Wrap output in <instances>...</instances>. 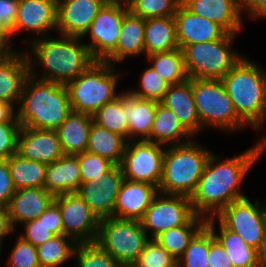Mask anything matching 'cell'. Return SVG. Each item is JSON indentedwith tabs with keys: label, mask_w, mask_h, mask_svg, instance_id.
I'll list each match as a JSON object with an SVG mask.
<instances>
[{
	"label": "cell",
	"mask_w": 266,
	"mask_h": 267,
	"mask_svg": "<svg viewBox=\"0 0 266 267\" xmlns=\"http://www.w3.org/2000/svg\"><path fill=\"white\" fill-rule=\"evenodd\" d=\"M261 138L263 140L258 141L256 146L222 162H217L218 157L211 153L196 190L190 197L196 215L215 217L231 202L246 197L239 187L250 168L266 150V137Z\"/></svg>",
	"instance_id": "cell-1"
},
{
	"label": "cell",
	"mask_w": 266,
	"mask_h": 267,
	"mask_svg": "<svg viewBox=\"0 0 266 267\" xmlns=\"http://www.w3.org/2000/svg\"><path fill=\"white\" fill-rule=\"evenodd\" d=\"M28 63L30 75L23 87L17 119L23 127L57 130L72 111L67 88L56 82L37 79L36 63Z\"/></svg>",
	"instance_id": "cell-2"
},
{
	"label": "cell",
	"mask_w": 266,
	"mask_h": 267,
	"mask_svg": "<svg viewBox=\"0 0 266 267\" xmlns=\"http://www.w3.org/2000/svg\"><path fill=\"white\" fill-rule=\"evenodd\" d=\"M60 38V39H59ZM58 39L36 37L32 44L31 55L26 53L28 62L36 61L44 67V72L38 79L66 85L76 79L96 60L92 57L83 38L62 36Z\"/></svg>",
	"instance_id": "cell-3"
},
{
	"label": "cell",
	"mask_w": 266,
	"mask_h": 267,
	"mask_svg": "<svg viewBox=\"0 0 266 267\" xmlns=\"http://www.w3.org/2000/svg\"><path fill=\"white\" fill-rule=\"evenodd\" d=\"M244 56L221 79L238 117L257 132L266 122V72Z\"/></svg>",
	"instance_id": "cell-4"
},
{
	"label": "cell",
	"mask_w": 266,
	"mask_h": 267,
	"mask_svg": "<svg viewBox=\"0 0 266 267\" xmlns=\"http://www.w3.org/2000/svg\"><path fill=\"white\" fill-rule=\"evenodd\" d=\"M195 140L165 149L158 192L191 197L211 152Z\"/></svg>",
	"instance_id": "cell-5"
},
{
	"label": "cell",
	"mask_w": 266,
	"mask_h": 267,
	"mask_svg": "<svg viewBox=\"0 0 266 267\" xmlns=\"http://www.w3.org/2000/svg\"><path fill=\"white\" fill-rule=\"evenodd\" d=\"M114 64L96 60L76 79L65 86L72 111L93 115L104 104L113 101L119 75Z\"/></svg>",
	"instance_id": "cell-6"
},
{
	"label": "cell",
	"mask_w": 266,
	"mask_h": 267,
	"mask_svg": "<svg viewBox=\"0 0 266 267\" xmlns=\"http://www.w3.org/2000/svg\"><path fill=\"white\" fill-rule=\"evenodd\" d=\"M234 34L221 39L193 43L183 50L185 67L190 79H222L243 57L232 50Z\"/></svg>",
	"instance_id": "cell-7"
},
{
	"label": "cell",
	"mask_w": 266,
	"mask_h": 267,
	"mask_svg": "<svg viewBox=\"0 0 266 267\" xmlns=\"http://www.w3.org/2000/svg\"><path fill=\"white\" fill-rule=\"evenodd\" d=\"M192 93L201 128L217 127L231 132L246 126L238 117L221 79H192Z\"/></svg>",
	"instance_id": "cell-8"
},
{
	"label": "cell",
	"mask_w": 266,
	"mask_h": 267,
	"mask_svg": "<svg viewBox=\"0 0 266 267\" xmlns=\"http://www.w3.org/2000/svg\"><path fill=\"white\" fill-rule=\"evenodd\" d=\"M149 240L140 220L101 219L97 242L123 267L132 266Z\"/></svg>",
	"instance_id": "cell-9"
},
{
	"label": "cell",
	"mask_w": 266,
	"mask_h": 267,
	"mask_svg": "<svg viewBox=\"0 0 266 267\" xmlns=\"http://www.w3.org/2000/svg\"><path fill=\"white\" fill-rule=\"evenodd\" d=\"M162 146L148 140H128L119 164L124 179L159 188L165 153Z\"/></svg>",
	"instance_id": "cell-10"
},
{
	"label": "cell",
	"mask_w": 266,
	"mask_h": 267,
	"mask_svg": "<svg viewBox=\"0 0 266 267\" xmlns=\"http://www.w3.org/2000/svg\"><path fill=\"white\" fill-rule=\"evenodd\" d=\"M129 11L126 1L108 0L98 11L85 35L90 34L86 43L92 57L103 61L117 46L124 15Z\"/></svg>",
	"instance_id": "cell-11"
},
{
	"label": "cell",
	"mask_w": 266,
	"mask_h": 267,
	"mask_svg": "<svg viewBox=\"0 0 266 267\" xmlns=\"http://www.w3.org/2000/svg\"><path fill=\"white\" fill-rule=\"evenodd\" d=\"M219 221L257 249L266 230V205L247 197L231 202L218 215Z\"/></svg>",
	"instance_id": "cell-12"
},
{
	"label": "cell",
	"mask_w": 266,
	"mask_h": 267,
	"mask_svg": "<svg viewBox=\"0 0 266 267\" xmlns=\"http://www.w3.org/2000/svg\"><path fill=\"white\" fill-rule=\"evenodd\" d=\"M195 215L189 197L158 193L140 221L147 236L150 230L149 239H154L161 232L186 225Z\"/></svg>",
	"instance_id": "cell-13"
},
{
	"label": "cell",
	"mask_w": 266,
	"mask_h": 267,
	"mask_svg": "<svg viewBox=\"0 0 266 267\" xmlns=\"http://www.w3.org/2000/svg\"><path fill=\"white\" fill-rule=\"evenodd\" d=\"M54 202L61 212L65 236L76 243L96 241L100 220L77 192L56 195Z\"/></svg>",
	"instance_id": "cell-14"
},
{
	"label": "cell",
	"mask_w": 266,
	"mask_h": 267,
	"mask_svg": "<svg viewBox=\"0 0 266 267\" xmlns=\"http://www.w3.org/2000/svg\"><path fill=\"white\" fill-rule=\"evenodd\" d=\"M123 180L120 166L113 165L103 173L101 181L95 183L91 180L81 183L77 193L99 220L110 218L113 217V209Z\"/></svg>",
	"instance_id": "cell-15"
},
{
	"label": "cell",
	"mask_w": 266,
	"mask_h": 267,
	"mask_svg": "<svg viewBox=\"0 0 266 267\" xmlns=\"http://www.w3.org/2000/svg\"><path fill=\"white\" fill-rule=\"evenodd\" d=\"M108 0H58L57 29L62 36L81 37Z\"/></svg>",
	"instance_id": "cell-16"
},
{
	"label": "cell",
	"mask_w": 266,
	"mask_h": 267,
	"mask_svg": "<svg viewBox=\"0 0 266 267\" xmlns=\"http://www.w3.org/2000/svg\"><path fill=\"white\" fill-rule=\"evenodd\" d=\"M17 154L25 159L50 164L64 154L56 130L32 129L21 126Z\"/></svg>",
	"instance_id": "cell-17"
},
{
	"label": "cell",
	"mask_w": 266,
	"mask_h": 267,
	"mask_svg": "<svg viewBox=\"0 0 266 267\" xmlns=\"http://www.w3.org/2000/svg\"><path fill=\"white\" fill-rule=\"evenodd\" d=\"M57 4L58 0H19L11 37L24 30L42 34L40 37L48 30H57Z\"/></svg>",
	"instance_id": "cell-18"
},
{
	"label": "cell",
	"mask_w": 266,
	"mask_h": 267,
	"mask_svg": "<svg viewBox=\"0 0 266 267\" xmlns=\"http://www.w3.org/2000/svg\"><path fill=\"white\" fill-rule=\"evenodd\" d=\"M180 49L185 46L221 39L227 32L217 23L190 12L182 3L174 15Z\"/></svg>",
	"instance_id": "cell-19"
},
{
	"label": "cell",
	"mask_w": 266,
	"mask_h": 267,
	"mask_svg": "<svg viewBox=\"0 0 266 267\" xmlns=\"http://www.w3.org/2000/svg\"><path fill=\"white\" fill-rule=\"evenodd\" d=\"M158 193V188L152 184L124 179L117 195L113 217L141 220Z\"/></svg>",
	"instance_id": "cell-20"
},
{
	"label": "cell",
	"mask_w": 266,
	"mask_h": 267,
	"mask_svg": "<svg viewBox=\"0 0 266 267\" xmlns=\"http://www.w3.org/2000/svg\"><path fill=\"white\" fill-rule=\"evenodd\" d=\"M192 13L217 23L227 33L236 35L242 28L240 0H182Z\"/></svg>",
	"instance_id": "cell-21"
},
{
	"label": "cell",
	"mask_w": 266,
	"mask_h": 267,
	"mask_svg": "<svg viewBox=\"0 0 266 267\" xmlns=\"http://www.w3.org/2000/svg\"><path fill=\"white\" fill-rule=\"evenodd\" d=\"M160 103L175 113L180 124L191 136L202 130L192 93V79L169 85Z\"/></svg>",
	"instance_id": "cell-22"
},
{
	"label": "cell",
	"mask_w": 266,
	"mask_h": 267,
	"mask_svg": "<svg viewBox=\"0 0 266 267\" xmlns=\"http://www.w3.org/2000/svg\"><path fill=\"white\" fill-rule=\"evenodd\" d=\"M30 67L26 53L14 51L0 60V101L9 104L20 103L21 94Z\"/></svg>",
	"instance_id": "cell-23"
},
{
	"label": "cell",
	"mask_w": 266,
	"mask_h": 267,
	"mask_svg": "<svg viewBox=\"0 0 266 267\" xmlns=\"http://www.w3.org/2000/svg\"><path fill=\"white\" fill-rule=\"evenodd\" d=\"M54 195L45 188H22L15 191L7 206L10 222L17 223L37 219L54 201Z\"/></svg>",
	"instance_id": "cell-24"
},
{
	"label": "cell",
	"mask_w": 266,
	"mask_h": 267,
	"mask_svg": "<svg viewBox=\"0 0 266 267\" xmlns=\"http://www.w3.org/2000/svg\"><path fill=\"white\" fill-rule=\"evenodd\" d=\"M124 92L121 93V102L128 122V139L147 140L155 119L157 102L138 98L129 91Z\"/></svg>",
	"instance_id": "cell-25"
},
{
	"label": "cell",
	"mask_w": 266,
	"mask_h": 267,
	"mask_svg": "<svg viewBox=\"0 0 266 267\" xmlns=\"http://www.w3.org/2000/svg\"><path fill=\"white\" fill-rule=\"evenodd\" d=\"M81 183L79 162L75 155H63L47 164L44 188L54 196L77 192Z\"/></svg>",
	"instance_id": "cell-26"
},
{
	"label": "cell",
	"mask_w": 266,
	"mask_h": 267,
	"mask_svg": "<svg viewBox=\"0 0 266 267\" xmlns=\"http://www.w3.org/2000/svg\"><path fill=\"white\" fill-rule=\"evenodd\" d=\"M145 19L134 15L130 10L124 15L122 28L116 48L103 60L113 63L122 62L126 57L144 53Z\"/></svg>",
	"instance_id": "cell-27"
},
{
	"label": "cell",
	"mask_w": 266,
	"mask_h": 267,
	"mask_svg": "<svg viewBox=\"0 0 266 267\" xmlns=\"http://www.w3.org/2000/svg\"><path fill=\"white\" fill-rule=\"evenodd\" d=\"M93 116L71 111L56 130L65 155H76L87 150Z\"/></svg>",
	"instance_id": "cell-28"
},
{
	"label": "cell",
	"mask_w": 266,
	"mask_h": 267,
	"mask_svg": "<svg viewBox=\"0 0 266 267\" xmlns=\"http://www.w3.org/2000/svg\"><path fill=\"white\" fill-rule=\"evenodd\" d=\"M179 48L174 16L145 19L144 55L168 52Z\"/></svg>",
	"instance_id": "cell-29"
},
{
	"label": "cell",
	"mask_w": 266,
	"mask_h": 267,
	"mask_svg": "<svg viewBox=\"0 0 266 267\" xmlns=\"http://www.w3.org/2000/svg\"><path fill=\"white\" fill-rule=\"evenodd\" d=\"M214 217L206 219V226L212 231L214 238L222 245L234 267H258L257 250L236 233L227 229L219 221V234L216 233Z\"/></svg>",
	"instance_id": "cell-30"
},
{
	"label": "cell",
	"mask_w": 266,
	"mask_h": 267,
	"mask_svg": "<svg viewBox=\"0 0 266 267\" xmlns=\"http://www.w3.org/2000/svg\"><path fill=\"white\" fill-rule=\"evenodd\" d=\"M182 137L192 138V136L180 124L175 113L171 109H168L161 103L157 102L155 119L150 137L147 140L165 146L167 143L169 144L168 146H173L191 141V138H187L184 141L182 140Z\"/></svg>",
	"instance_id": "cell-31"
},
{
	"label": "cell",
	"mask_w": 266,
	"mask_h": 267,
	"mask_svg": "<svg viewBox=\"0 0 266 267\" xmlns=\"http://www.w3.org/2000/svg\"><path fill=\"white\" fill-rule=\"evenodd\" d=\"M126 144L127 140L123 136L92 122L86 151L99 155L111 161L114 165H119Z\"/></svg>",
	"instance_id": "cell-32"
},
{
	"label": "cell",
	"mask_w": 266,
	"mask_h": 267,
	"mask_svg": "<svg viewBox=\"0 0 266 267\" xmlns=\"http://www.w3.org/2000/svg\"><path fill=\"white\" fill-rule=\"evenodd\" d=\"M7 162L16 190L44 188L47 164L25 159L17 153L11 155Z\"/></svg>",
	"instance_id": "cell-33"
},
{
	"label": "cell",
	"mask_w": 266,
	"mask_h": 267,
	"mask_svg": "<svg viewBox=\"0 0 266 267\" xmlns=\"http://www.w3.org/2000/svg\"><path fill=\"white\" fill-rule=\"evenodd\" d=\"M206 217L195 215L186 225L161 232L154 239L175 259H179L189 242L206 225Z\"/></svg>",
	"instance_id": "cell-34"
},
{
	"label": "cell",
	"mask_w": 266,
	"mask_h": 267,
	"mask_svg": "<svg viewBox=\"0 0 266 267\" xmlns=\"http://www.w3.org/2000/svg\"><path fill=\"white\" fill-rule=\"evenodd\" d=\"M152 62V68L169 84H177L187 80L183 50L177 48L172 51L155 53L147 56Z\"/></svg>",
	"instance_id": "cell-35"
},
{
	"label": "cell",
	"mask_w": 266,
	"mask_h": 267,
	"mask_svg": "<svg viewBox=\"0 0 266 267\" xmlns=\"http://www.w3.org/2000/svg\"><path fill=\"white\" fill-rule=\"evenodd\" d=\"M76 245L69 236L55 235L36 247L40 267H59L74 256Z\"/></svg>",
	"instance_id": "cell-36"
},
{
	"label": "cell",
	"mask_w": 266,
	"mask_h": 267,
	"mask_svg": "<svg viewBox=\"0 0 266 267\" xmlns=\"http://www.w3.org/2000/svg\"><path fill=\"white\" fill-rule=\"evenodd\" d=\"M92 116L94 123L123 136L128 141V122L123 111L121 93L113 101L104 104Z\"/></svg>",
	"instance_id": "cell-37"
},
{
	"label": "cell",
	"mask_w": 266,
	"mask_h": 267,
	"mask_svg": "<svg viewBox=\"0 0 266 267\" xmlns=\"http://www.w3.org/2000/svg\"><path fill=\"white\" fill-rule=\"evenodd\" d=\"M73 255L78 260L75 267H123L97 242L77 243Z\"/></svg>",
	"instance_id": "cell-38"
},
{
	"label": "cell",
	"mask_w": 266,
	"mask_h": 267,
	"mask_svg": "<svg viewBox=\"0 0 266 267\" xmlns=\"http://www.w3.org/2000/svg\"><path fill=\"white\" fill-rule=\"evenodd\" d=\"M209 228L205 225L189 242L183 255L177 260L178 267H209Z\"/></svg>",
	"instance_id": "cell-39"
},
{
	"label": "cell",
	"mask_w": 266,
	"mask_h": 267,
	"mask_svg": "<svg viewBox=\"0 0 266 267\" xmlns=\"http://www.w3.org/2000/svg\"><path fill=\"white\" fill-rule=\"evenodd\" d=\"M129 10L143 19L174 16L182 0H126Z\"/></svg>",
	"instance_id": "cell-40"
},
{
	"label": "cell",
	"mask_w": 266,
	"mask_h": 267,
	"mask_svg": "<svg viewBox=\"0 0 266 267\" xmlns=\"http://www.w3.org/2000/svg\"><path fill=\"white\" fill-rule=\"evenodd\" d=\"M131 267H178V261L155 239H149Z\"/></svg>",
	"instance_id": "cell-41"
},
{
	"label": "cell",
	"mask_w": 266,
	"mask_h": 267,
	"mask_svg": "<svg viewBox=\"0 0 266 267\" xmlns=\"http://www.w3.org/2000/svg\"><path fill=\"white\" fill-rule=\"evenodd\" d=\"M169 84L152 67L144 70L140 78V89L128 90L138 98L160 103L168 90Z\"/></svg>",
	"instance_id": "cell-42"
},
{
	"label": "cell",
	"mask_w": 266,
	"mask_h": 267,
	"mask_svg": "<svg viewBox=\"0 0 266 267\" xmlns=\"http://www.w3.org/2000/svg\"><path fill=\"white\" fill-rule=\"evenodd\" d=\"M75 156L78 158L82 183L91 180L95 183L101 181L103 173H106L114 165L111 161L88 151Z\"/></svg>",
	"instance_id": "cell-43"
},
{
	"label": "cell",
	"mask_w": 266,
	"mask_h": 267,
	"mask_svg": "<svg viewBox=\"0 0 266 267\" xmlns=\"http://www.w3.org/2000/svg\"><path fill=\"white\" fill-rule=\"evenodd\" d=\"M8 264L11 267H40L36 246L19 236L9 256Z\"/></svg>",
	"instance_id": "cell-44"
},
{
	"label": "cell",
	"mask_w": 266,
	"mask_h": 267,
	"mask_svg": "<svg viewBox=\"0 0 266 267\" xmlns=\"http://www.w3.org/2000/svg\"><path fill=\"white\" fill-rule=\"evenodd\" d=\"M19 122H0V159H8L17 152Z\"/></svg>",
	"instance_id": "cell-45"
},
{
	"label": "cell",
	"mask_w": 266,
	"mask_h": 267,
	"mask_svg": "<svg viewBox=\"0 0 266 267\" xmlns=\"http://www.w3.org/2000/svg\"><path fill=\"white\" fill-rule=\"evenodd\" d=\"M23 225L25 227V232H23L20 237L36 247L40 246L41 244L55 236L43 223L42 220H29L23 223Z\"/></svg>",
	"instance_id": "cell-46"
},
{
	"label": "cell",
	"mask_w": 266,
	"mask_h": 267,
	"mask_svg": "<svg viewBox=\"0 0 266 267\" xmlns=\"http://www.w3.org/2000/svg\"><path fill=\"white\" fill-rule=\"evenodd\" d=\"M209 267H234L229 255L222 245L214 238L209 229V254L207 256Z\"/></svg>",
	"instance_id": "cell-47"
},
{
	"label": "cell",
	"mask_w": 266,
	"mask_h": 267,
	"mask_svg": "<svg viewBox=\"0 0 266 267\" xmlns=\"http://www.w3.org/2000/svg\"><path fill=\"white\" fill-rule=\"evenodd\" d=\"M15 191L7 159H0V207L8 206Z\"/></svg>",
	"instance_id": "cell-48"
},
{
	"label": "cell",
	"mask_w": 266,
	"mask_h": 267,
	"mask_svg": "<svg viewBox=\"0 0 266 267\" xmlns=\"http://www.w3.org/2000/svg\"><path fill=\"white\" fill-rule=\"evenodd\" d=\"M19 0H0V29L11 38V29L17 16Z\"/></svg>",
	"instance_id": "cell-49"
},
{
	"label": "cell",
	"mask_w": 266,
	"mask_h": 267,
	"mask_svg": "<svg viewBox=\"0 0 266 267\" xmlns=\"http://www.w3.org/2000/svg\"><path fill=\"white\" fill-rule=\"evenodd\" d=\"M37 219L42 220L54 235H64L61 212L59 206L54 201Z\"/></svg>",
	"instance_id": "cell-50"
},
{
	"label": "cell",
	"mask_w": 266,
	"mask_h": 267,
	"mask_svg": "<svg viewBox=\"0 0 266 267\" xmlns=\"http://www.w3.org/2000/svg\"><path fill=\"white\" fill-rule=\"evenodd\" d=\"M240 8L251 18L266 17V0H240Z\"/></svg>",
	"instance_id": "cell-51"
},
{
	"label": "cell",
	"mask_w": 266,
	"mask_h": 267,
	"mask_svg": "<svg viewBox=\"0 0 266 267\" xmlns=\"http://www.w3.org/2000/svg\"><path fill=\"white\" fill-rule=\"evenodd\" d=\"M15 230L10 222L7 207H0V249L2 248V239Z\"/></svg>",
	"instance_id": "cell-52"
},
{
	"label": "cell",
	"mask_w": 266,
	"mask_h": 267,
	"mask_svg": "<svg viewBox=\"0 0 266 267\" xmlns=\"http://www.w3.org/2000/svg\"><path fill=\"white\" fill-rule=\"evenodd\" d=\"M0 122H19L12 104L0 101Z\"/></svg>",
	"instance_id": "cell-53"
},
{
	"label": "cell",
	"mask_w": 266,
	"mask_h": 267,
	"mask_svg": "<svg viewBox=\"0 0 266 267\" xmlns=\"http://www.w3.org/2000/svg\"><path fill=\"white\" fill-rule=\"evenodd\" d=\"M9 39L10 37L0 29V60L6 58L14 52V50H11L14 48H10L11 45Z\"/></svg>",
	"instance_id": "cell-54"
},
{
	"label": "cell",
	"mask_w": 266,
	"mask_h": 267,
	"mask_svg": "<svg viewBox=\"0 0 266 267\" xmlns=\"http://www.w3.org/2000/svg\"><path fill=\"white\" fill-rule=\"evenodd\" d=\"M256 250L258 267H266V230Z\"/></svg>",
	"instance_id": "cell-55"
}]
</instances>
